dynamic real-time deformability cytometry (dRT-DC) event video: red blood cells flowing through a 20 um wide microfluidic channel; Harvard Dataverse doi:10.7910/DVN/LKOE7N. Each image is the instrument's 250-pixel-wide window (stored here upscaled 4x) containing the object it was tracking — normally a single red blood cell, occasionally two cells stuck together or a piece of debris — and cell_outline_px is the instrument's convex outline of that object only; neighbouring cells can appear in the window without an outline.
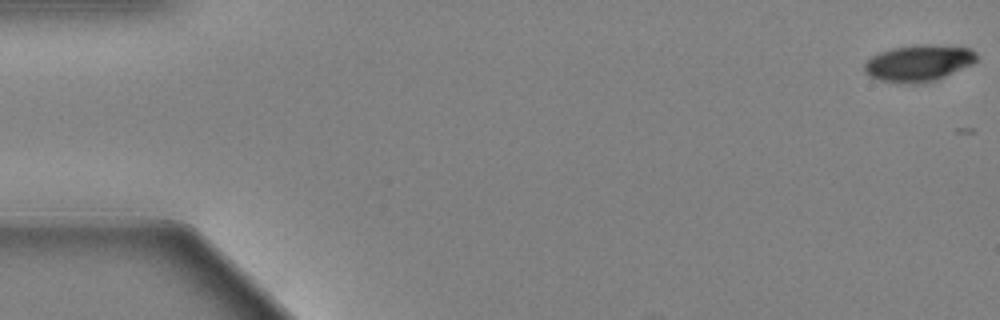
{"species": "Egyptian fruit bat (a non-hibernating species)", "species_latin": "Rousettus aegyptiacus", "temperature_condition": "warm", "stored_images_in_passage": 6, "camera_frame_rate_fps": 3000, "um_per_image_px": 0.085, "animal": {"sex": "female"}, "frame": {"image": 1, "passage_image": 1, "time_ms": 0.0, "image_size_px": [1000, 320], "cell_outline_px": [[976, 60], [972, 64], [936, 80], [920, 84], [916, 84], [880, 80], [868, 76], [864, 72], [864, 64], [872, 56], [880, 52], [892, 48], [924, 44], [928, 44], [968, 48], [976, 52]], "centroid_in_image_um": [78.06, 5.37], "position_along_channel_um": 6.9, "area_um2": 23.64}}